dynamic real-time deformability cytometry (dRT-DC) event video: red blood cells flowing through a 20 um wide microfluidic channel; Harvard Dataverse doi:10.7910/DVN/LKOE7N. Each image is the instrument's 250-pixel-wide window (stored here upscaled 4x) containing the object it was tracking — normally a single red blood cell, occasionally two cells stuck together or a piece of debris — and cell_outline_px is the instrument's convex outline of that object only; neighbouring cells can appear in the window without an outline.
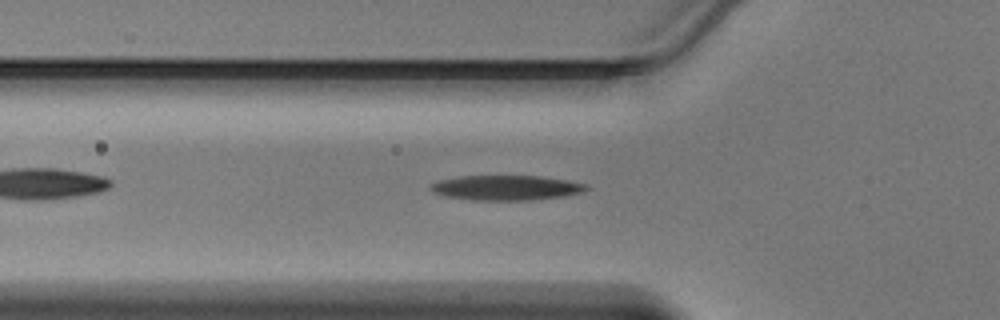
{"species": "Egyptian fruit bat (a non-hibernating species)", "species_latin": "Rousettus aegyptiacus", "temperature_condition": "warm", "stored_images_in_passage": 37, "camera_frame_rate_fps": 3000, "um_per_image_px": 0.085, "animal": {"sex": "male"}, "frame": {"image": 1, "passage_image": 7, "time_ms": 2.0, "image_size_px": [1000, 320], "cell_outline_px": [[592, 188], [584, 192], [564, 196], [532, 200], [472, 200], [444, 196], [432, 192], [428, 188], [428, 184], [436, 180], [460, 176], [540, 176], [568, 180], [588, 184]], "centroid_in_image_um": [43.02, 15.96], "position_along_channel_um": 82.8, "area_um2": 23.06}}
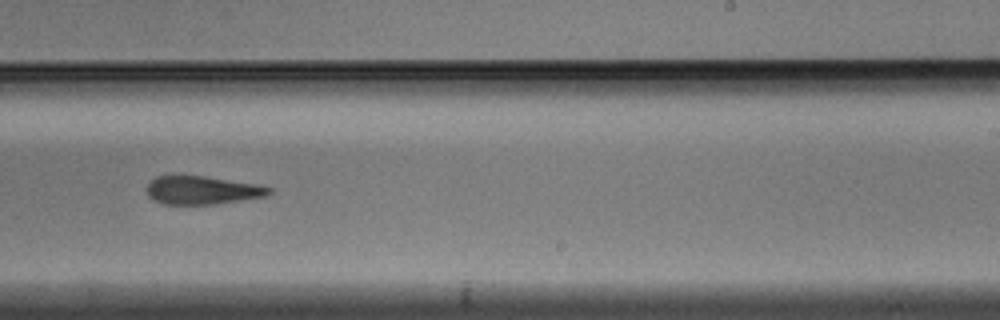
{"frame": {"image": 2, "passage_image": 20, "time_ms": 6.333, "image_size_px": [1000, 320], "cell_outline_px": [[272, 192], [268, 196], [216, 204], [164, 204], [152, 200], [148, 196], [148, 184], [156, 176], [204, 176], [256, 184], [272, 188]], "centroid_in_image_um": [17.21, 16.18], "position_along_channel_um": 271.8, "area_um2": 20.06}}
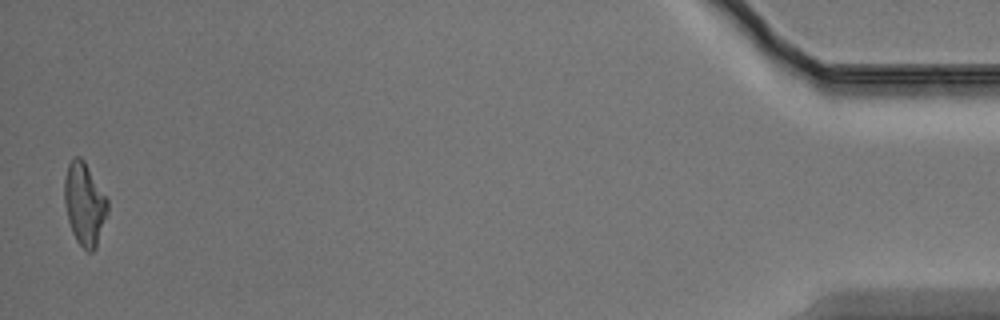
{"frame": {"image": 3, "passage_image": 37, "time_ms": 12.0, "image_size_px": [1000, 320], "cell_outline_px": [[108, 212], [96, 248], [92, 252], [88, 252], [76, 240], [72, 232], [68, 220], [64, 204], [64, 180], [68, 164], [76, 156], [80, 156], [84, 160], [108, 196]], "centroid_in_image_um": [7.2, 17.32], "position_along_channel_um": 428.0, "area_um2": 21.1}}